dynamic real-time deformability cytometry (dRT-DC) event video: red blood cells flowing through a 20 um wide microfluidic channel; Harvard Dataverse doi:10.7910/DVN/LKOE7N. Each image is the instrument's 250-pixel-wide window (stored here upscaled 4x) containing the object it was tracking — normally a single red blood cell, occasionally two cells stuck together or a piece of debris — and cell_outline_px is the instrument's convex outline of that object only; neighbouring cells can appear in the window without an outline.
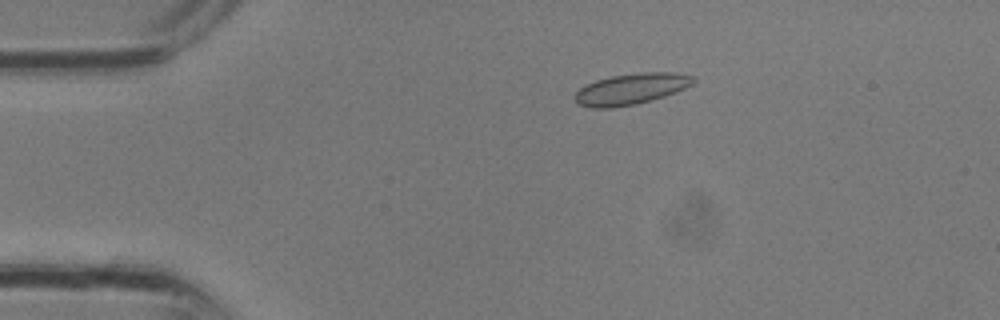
{"species": "common noctule bat (a hibernating species)", "species_latin": "Nyctalus noctula", "temperature_condition": "room temperature", "stored_images_in_passage": 3, "camera_frame_rate_fps": 3000, "um_per_image_px": 0.085, "animal": {"sex": "male", "body_mass_g": 13.3}, "frame": {"image": 1, "passage_image": 2, "time_ms": 0.333, "image_size_px": [1000, 320], "cell_outline_px": [[696, 80], [692, 84], [676, 92], [652, 100], [636, 104], [612, 108], [592, 108], [576, 104], [572, 96], [580, 88], [596, 80], [612, 76], [640, 72], [676, 72], [696, 76]], "centroid_in_image_um": [53.64, 7.56], "position_along_channel_um": 31.4, "area_um2": 21.68}}